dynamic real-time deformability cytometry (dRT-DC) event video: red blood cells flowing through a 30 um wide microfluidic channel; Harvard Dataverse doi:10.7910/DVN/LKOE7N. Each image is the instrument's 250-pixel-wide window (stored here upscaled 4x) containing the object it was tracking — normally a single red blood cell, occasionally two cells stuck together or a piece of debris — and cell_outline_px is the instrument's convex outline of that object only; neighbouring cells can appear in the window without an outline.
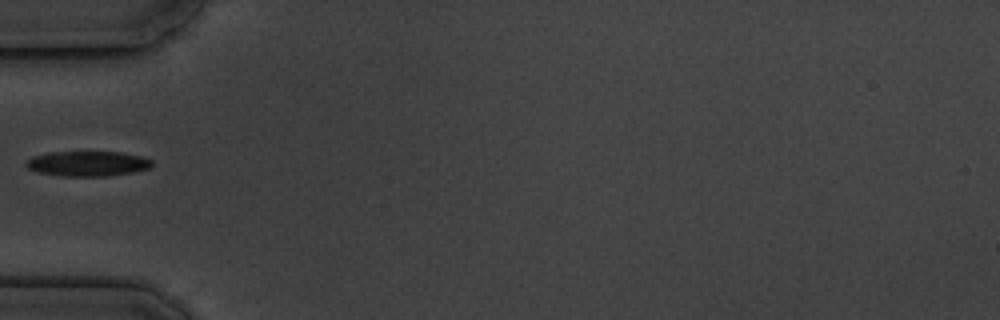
{"species": "common noctule bat (a hibernating species)", "species_latin": "Nyctalus noctula", "temperature_condition": "cold", "stored_images_in_passage": 1, "camera_frame_rate_fps": 3000, "um_per_image_px": 0.085, "animal": {"sex": "male", "body_mass_g": 19.5, "forearm_length_mm": 54.6}, "frame": {"image": 1, "passage_image": 1, "time_ms": 0.0, "image_size_px": [1000, 320], "cell_outline_px": [[152, 164], [148, 168], [132, 172], [108, 176], [60, 176], [36, 172], [28, 168], [24, 164], [32, 156], [48, 152], [120, 152], [140, 156], [152, 160]], "centroid_in_image_um": [7.4, 13.91], "position_along_channel_um": 77.6, "area_um2": 18.38}}